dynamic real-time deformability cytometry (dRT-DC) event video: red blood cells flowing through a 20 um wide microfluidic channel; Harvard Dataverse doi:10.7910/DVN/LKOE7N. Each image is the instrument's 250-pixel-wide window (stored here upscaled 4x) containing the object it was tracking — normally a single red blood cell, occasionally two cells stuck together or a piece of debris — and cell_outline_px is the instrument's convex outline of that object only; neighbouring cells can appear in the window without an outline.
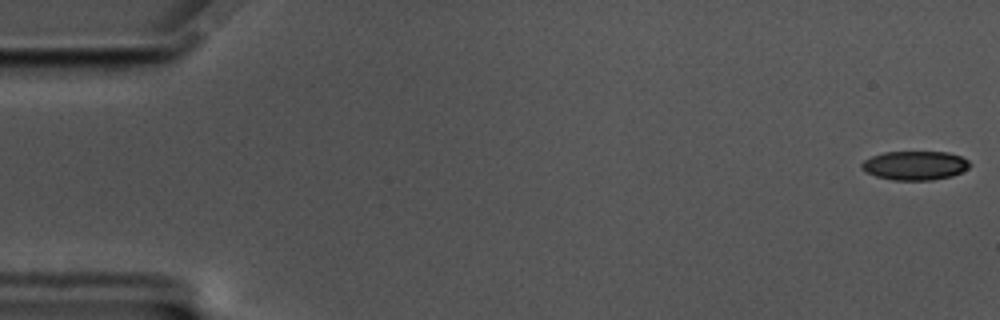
{"species": "common noctule bat (a hibernating species)", "species_latin": "Nyctalus noctula", "temperature_condition": "cold", "stored_images_in_passage": 18, "camera_frame_rate_fps": 3000, "um_per_image_px": 0.085, "animal": {"sex": "male", "body_mass_g": 17.5, "forearm_length_mm": 52.3}, "frame": {"image": 1, "passage_image": 1, "time_ms": 0.0, "image_size_px": [1000, 320], "cell_outline_px": [[972, 164], [968, 168], [952, 176], [932, 180], [892, 180], [876, 176], [864, 172], [860, 168], [860, 164], [864, 160], [872, 156], [884, 152], [948, 152], [960, 156], [968, 160]], "centroid_in_image_um": [77.75, 14.07], "position_along_channel_um": 7.3, "area_um2": 18.38}}
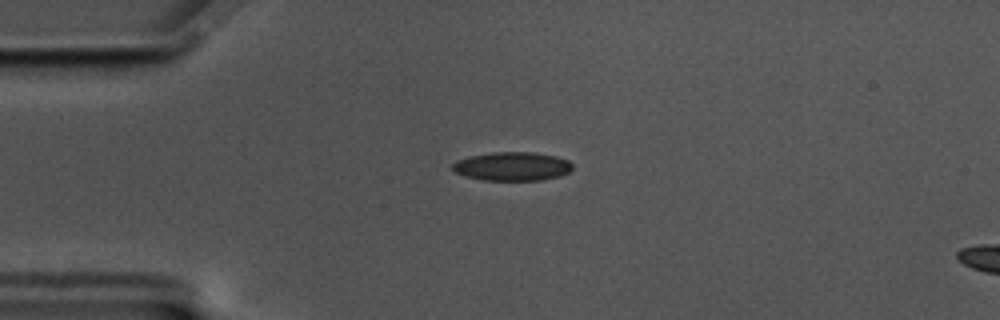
{"frame": {"image": 2, "passage_image": 14, "time_ms": 4.333, "image_size_px": [1000, 320], "cell_outline_px": [[572, 168], [568, 172], [560, 176], [540, 180], [484, 180], [464, 176], [456, 172], [452, 168], [452, 164], [456, 160], [472, 156], [492, 152], [532, 152], [556, 156], [568, 160], [572, 164]], "centroid_in_image_um": [43.54, 14.14], "position_along_channel_um": 41.5, "area_um2": 20.0}}